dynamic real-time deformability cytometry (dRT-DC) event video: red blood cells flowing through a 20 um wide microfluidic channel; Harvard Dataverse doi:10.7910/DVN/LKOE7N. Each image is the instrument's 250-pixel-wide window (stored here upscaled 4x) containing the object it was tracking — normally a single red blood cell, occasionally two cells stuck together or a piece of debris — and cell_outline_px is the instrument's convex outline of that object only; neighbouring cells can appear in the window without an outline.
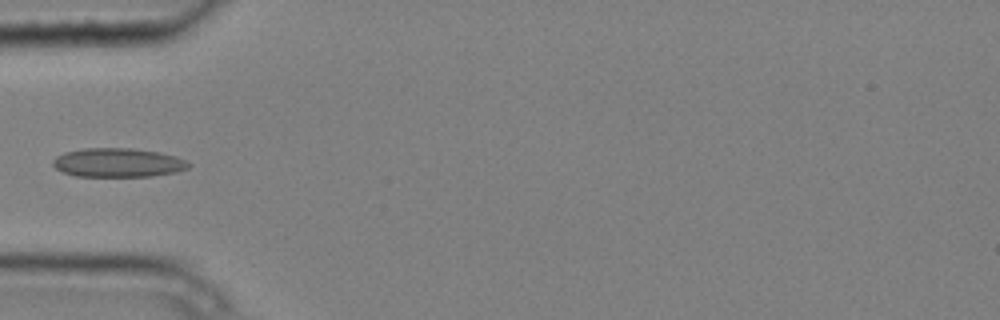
{"species": "common noctule bat (a hibernating species)", "species_latin": "Nyctalus noctula", "temperature_condition": "cold", "stored_images_in_passage": 6, "camera_frame_rate_fps": 3000, "um_per_image_px": 0.085, "animal": {"sex": "male", "body_mass_g": 20.4}, "frame": {"image": 1, "passage_image": 5, "time_ms": 1.333, "image_size_px": [1000, 320], "cell_outline_px": [[192, 164], [188, 168], [176, 172], [152, 176], [76, 176], [64, 172], [56, 168], [52, 164], [52, 160], [56, 156], [64, 152], [84, 148], [132, 148], [156, 152], [176, 156]], "centroid_in_image_um": [10.01, 13.82], "position_along_channel_um": 75.0, "area_um2": 22.83}}
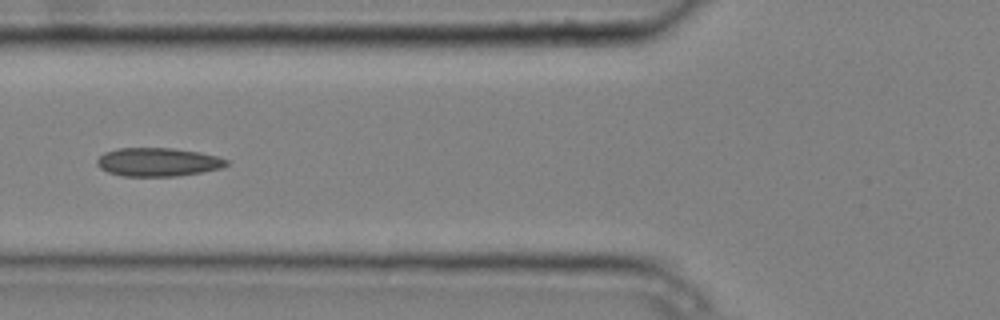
{"frame": {"image": 2, "passage_image": 6, "time_ms": 1.667, "image_size_px": [1000, 320], "cell_outline_px": [[228, 164], [220, 168], [200, 172], [176, 176], [124, 176], [108, 172], [100, 168], [96, 164], [96, 160], [104, 152], [116, 148], [172, 148], [200, 152], [216, 156], [228, 160]], "centroid_in_image_um": [13.39, 13.77], "position_along_channel_um": 112.4, "area_um2": 21.44}}